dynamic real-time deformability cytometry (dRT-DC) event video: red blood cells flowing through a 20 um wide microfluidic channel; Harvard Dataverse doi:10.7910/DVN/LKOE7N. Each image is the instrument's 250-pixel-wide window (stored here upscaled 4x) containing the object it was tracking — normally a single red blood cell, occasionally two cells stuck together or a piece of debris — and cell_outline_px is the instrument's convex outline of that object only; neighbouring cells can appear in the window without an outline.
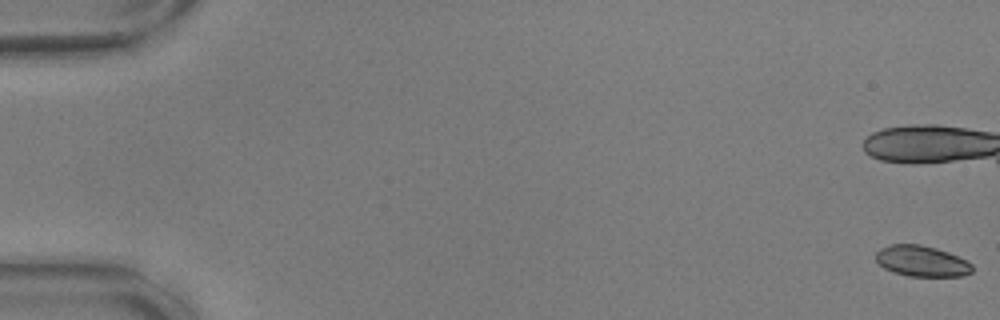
{"species": "common noctule bat (a hibernating species)", "species_latin": "Nyctalus noctula", "temperature_condition": "warm", "stored_images_in_passage": 27, "camera_frame_rate_fps": 3000, "um_per_image_px": 0.085, "animal": {"sex": "male", "body_mass_g": 17.9, "forearm_length_mm": 54.2}, "frame": {"image": 1, "passage_image": 1, "time_ms": 0.0, "image_size_px": [1000, 320], "cell_outline_px": [[972, 272], [964, 276], [908, 276], [892, 272], [884, 268], [876, 260], [876, 252], [880, 248], [892, 244], [920, 244], [936, 248], [948, 252], [968, 260], [972, 264]], "centroid_in_image_um": [78.36, 22.19], "position_along_channel_um": 6.6, "area_um2": 17.46}}